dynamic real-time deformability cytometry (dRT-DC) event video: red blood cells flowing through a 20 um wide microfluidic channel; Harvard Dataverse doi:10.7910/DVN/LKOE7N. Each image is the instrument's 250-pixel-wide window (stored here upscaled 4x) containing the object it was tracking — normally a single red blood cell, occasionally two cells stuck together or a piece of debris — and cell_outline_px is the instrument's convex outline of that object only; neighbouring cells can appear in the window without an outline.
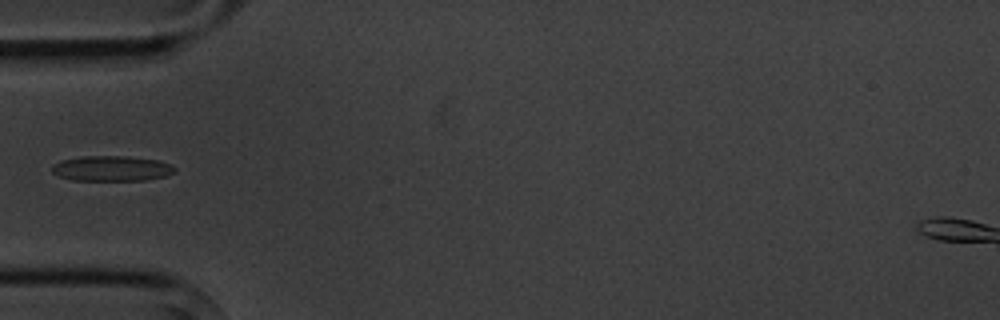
{"species": "common noctule bat (a hibernating species)", "species_latin": "Nyctalus noctula", "temperature_condition": "cold", "stored_images_in_passage": 5, "camera_frame_rate_fps": 3000, "um_per_image_px": 0.085, "animal": {"sex": "male", "body_mass_g": 20.1, "forearm_length_mm": 53.5}, "frame": {"image": 1, "passage_image": 5, "time_ms": 4.667, "image_size_px": [1000, 320], "cell_outline_px": [[176, 172], [164, 176], [144, 180], [72, 180], [60, 176], [52, 172], [52, 164], [60, 160], [80, 156], [128, 156], [160, 160], [172, 164], [176, 168]], "centroid_in_image_um": [9.5, 14.3], "position_along_channel_um": 75.5, "area_um2": 18.26}}